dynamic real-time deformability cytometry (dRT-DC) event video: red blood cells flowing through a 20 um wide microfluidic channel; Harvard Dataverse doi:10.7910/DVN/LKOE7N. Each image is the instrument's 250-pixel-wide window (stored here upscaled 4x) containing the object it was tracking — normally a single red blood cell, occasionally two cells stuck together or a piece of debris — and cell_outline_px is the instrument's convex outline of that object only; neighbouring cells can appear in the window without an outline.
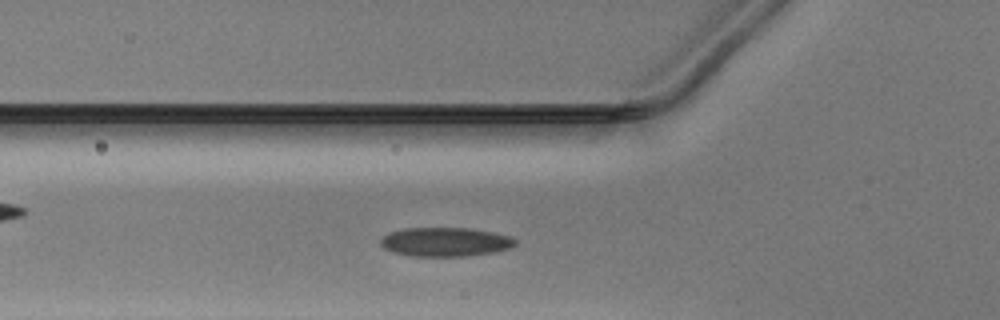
{"species": "Egyptian fruit bat (a non-hibernating species)", "species_latin": "Rousettus aegyptiacus", "temperature_condition": "warm", "stored_images_in_passage": 40, "camera_frame_rate_fps": 3000, "um_per_image_px": 0.085, "animal": {"sex": "male"}, "frame": {"image": 1, "passage_image": 9, "time_ms": 2.667, "image_size_px": [1000, 320], "cell_outline_px": [[516, 244], [508, 248], [492, 252], [468, 256], [412, 256], [392, 252], [384, 248], [380, 244], [380, 240], [388, 232], [404, 228], [472, 228], [512, 236], [516, 240]], "centroid_in_image_um": [37.83, 20.55], "position_along_channel_um": 88.0, "area_um2": 22.83}}
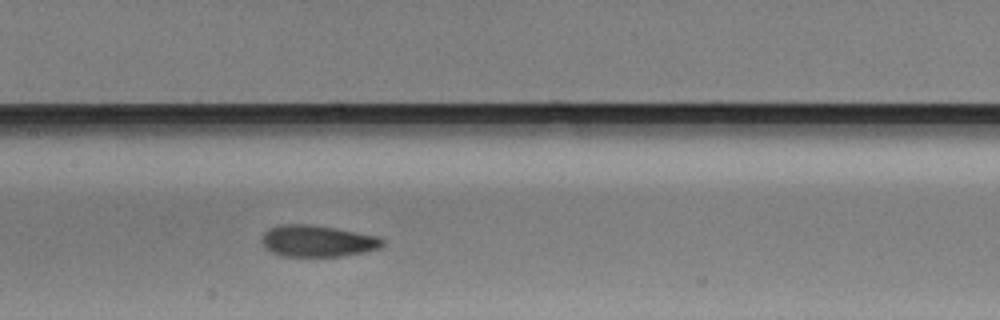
{"frame": {"image": 2, "passage_image": 16, "time_ms": 5.0, "image_size_px": [1000, 320], "cell_outline_px": [[384, 244], [380, 248], [364, 252], [340, 256], [284, 256], [272, 252], [264, 248], [260, 240], [264, 232], [268, 228], [276, 224], [308, 224], [336, 228], [376, 236], [384, 240]], "centroid_in_image_um": [26.93, 20.48], "position_along_channel_um": 180.5, "area_um2": 22.31}}
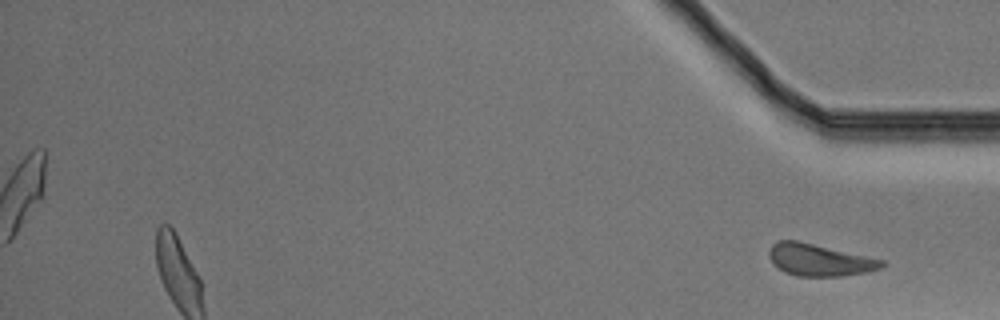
{"frame": {"image": 3, "passage_image": 40, "time_ms": 13.0, "image_size_px": [1000, 320], "cell_outline_px": [[884, 264], [880, 268], [868, 272], [840, 276], [796, 276], [784, 272], [776, 268], [772, 264], [768, 256], [768, 252], [772, 244], [776, 240], [796, 240], [884, 260]], "centroid_in_image_um": [69.57, 22.1], "position_along_channel_um": 365.6, "area_um2": 21.04}}